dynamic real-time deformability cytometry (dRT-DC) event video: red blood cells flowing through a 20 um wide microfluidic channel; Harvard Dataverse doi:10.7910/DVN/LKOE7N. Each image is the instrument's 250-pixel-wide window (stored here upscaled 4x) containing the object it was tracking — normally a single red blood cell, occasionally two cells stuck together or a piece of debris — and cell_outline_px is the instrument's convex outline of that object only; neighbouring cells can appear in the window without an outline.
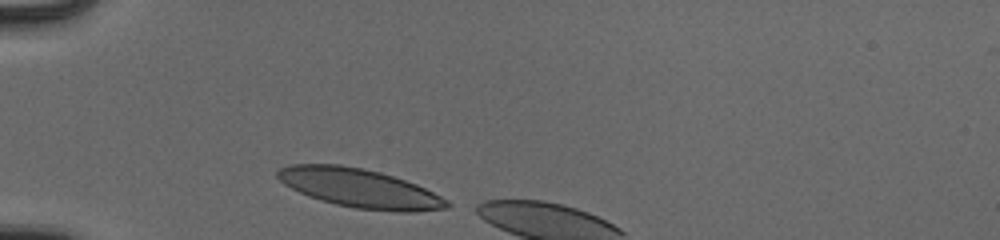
{"species": "human", "species_latin": "Homo sapiens", "temperature_condition": "cold", "stored_images_in_passage": 5, "camera_frame_rate_fps": 3000, "um_per_image_px": 0.085, "donor": {"sex": "male"}, "frame": {"image": 1, "passage_image": 1, "time_ms": 0.0, "image_size_px": [1000, 240], "cell_outline_px": [[452, 204], [448, 208], [416, 212], [400, 212], [356, 208], [336, 204], [320, 200], [308, 196], [284, 184], [276, 176], [276, 172], [280, 168], [292, 164], [340, 164], [364, 168], [380, 172], [416, 184], [448, 200]], "centroid_in_image_um": [30.57, 15.99], "position_along_channel_um": 54.4, "area_um2": 38.26}}